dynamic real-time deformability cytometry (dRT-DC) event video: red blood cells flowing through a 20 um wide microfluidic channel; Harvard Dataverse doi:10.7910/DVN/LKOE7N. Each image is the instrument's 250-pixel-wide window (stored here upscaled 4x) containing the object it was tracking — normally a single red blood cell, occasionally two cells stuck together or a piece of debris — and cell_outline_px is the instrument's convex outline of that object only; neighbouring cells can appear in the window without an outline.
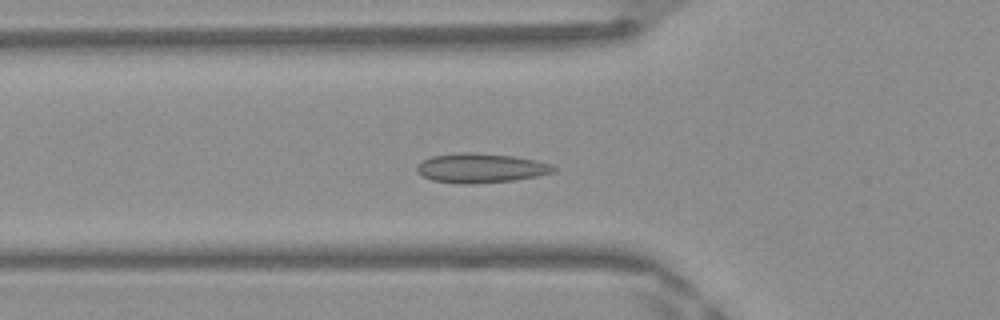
{"species": "Egyptian fruit bat (a non-hibernating species)", "species_latin": "Rousettus aegyptiacus", "temperature_condition": "warm", "stored_images_in_passage": 40, "camera_frame_rate_fps": 3000, "um_per_image_px": 0.085, "frame": {"image": 1, "passage_image": 8, "time_ms": 2.333, "image_size_px": [1000, 320], "cell_outline_px": [[556, 172], [536, 176], [512, 180], [472, 184], [460, 184], [432, 180], [416, 172], [416, 164], [432, 156], [460, 152], [476, 152], [512, 156], [536, 160], [552, 164], [556, 168]], "centroid_in_image_um": [40.85, 14.28], "position_along_channel_um": 84.9, "area_um2": 23.52}}
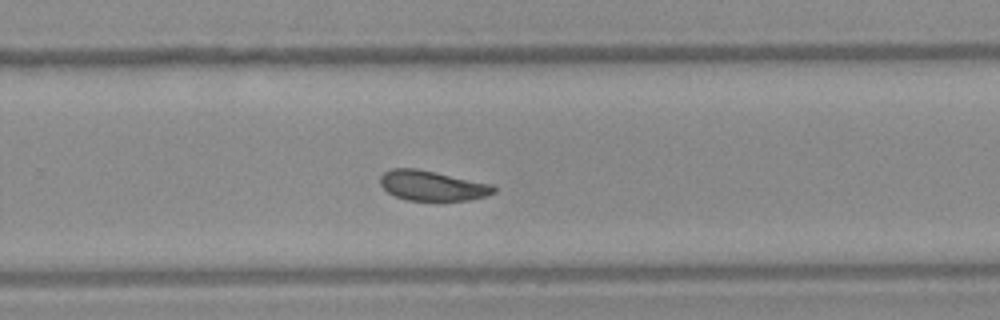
{"frame": {"image": 2, "passage_image": 23, "time_ms": 7.333, "image_size_px": [1000, 320], "cell_outline_px": [[496, 192], [488, 196], [468, 200], [408, 200], [396, 196], [388, 192], [380, 184], [380, 176], [384, 172], [392, 168], [416, 168], [492, 184], [496, 188]], "centroid_in_image_um": [36.76, 15.78], "position_along_channel_um": 293.0, "area_um2": 19.77}}
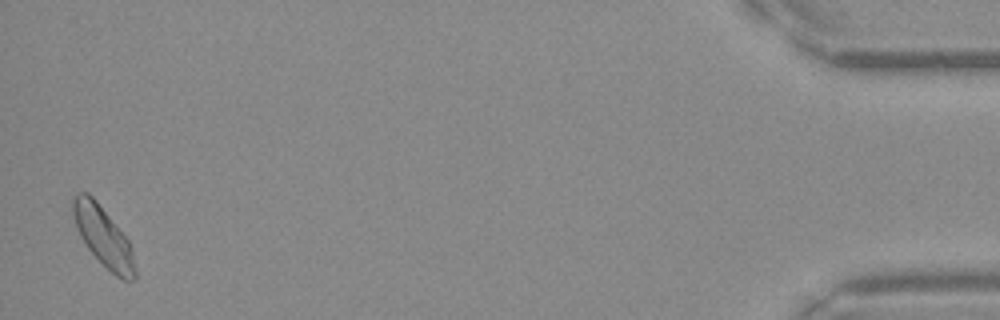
{"frame": {"image": 3, "passage_image": 39, "time_ms": 12.667, "image_size_px": [1000, 320], "cell_outline_px": [[136, 276], [132, 280], [124, 280], [116, 276], [88, 248], [80, 236], [72, 212], [72, 196], [76, 192], [88, 192], [96, 200], [128, 240], [132, 252], [136, 272]], "centroid_in_image_um": [8.76, 20.07], "position_along_channel_um": 426.4, "area_um2": 21.1}, "authors_computed_cell_mechanics": {"area_um2": 20.808, "velocity_mm_per_s": 4.157, "shape_relaxation_time_tau1_ms": 9.44, "shape_relaxation_time_tau2_ms": 2.4667, "deformation_change_tau1": 0.1431, "deformation_change_tau2": 0.0559}}